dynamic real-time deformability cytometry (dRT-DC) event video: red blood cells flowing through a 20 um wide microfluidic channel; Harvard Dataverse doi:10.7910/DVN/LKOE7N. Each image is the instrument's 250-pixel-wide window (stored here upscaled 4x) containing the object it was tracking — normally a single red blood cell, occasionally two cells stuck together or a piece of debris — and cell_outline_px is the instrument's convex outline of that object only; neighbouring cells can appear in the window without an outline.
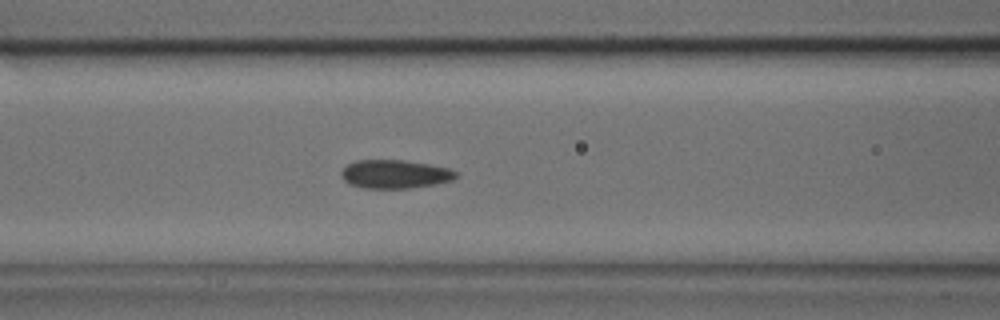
{"species": "common noctule bat (a hibernating species)", "species_latin": "Nyctalus noctula", "temperature_condition": "cold", "stored_images_in_passage": 34, "segment_of_instrument_passage": [1, 2], "camera_frame_rate_fps": 3000, "um_per_image_px": 0.085, "animal": {"sex": "male", "body_mass_g": 17.9, "forearm_length_mm": 54.2}, "frame": {"image": 1, "passage_image": 8, "time_ms": 2.333, "image_size_px": [1000, 320], "cell_outline_px": [[460, 172], [452, 180], [436, 184], [408, 188], [364, 188], [348, 184], [340, 176], [340, 172], [348, 164], [356, 160], [404, 160], [428, 164], [448, 168]], "centroid_in_image_um": [33.55, 14.8], "position_along_channel_um": 133.0, "area_um2": 19.13}}
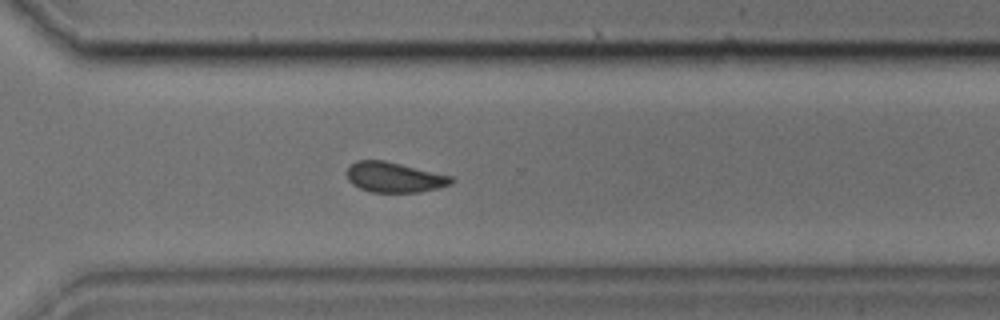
{"frame": {"image": 2, "passage_image": 21, "time_ms": 6.667, "image_size_px": [1000, 320], "cell_outline_px": [[452, 184], [440, 188], [420, 192], [372, 192], [360, 188], [352, 184], [348, 180], [348, 168], [356, 160], [384, 160], [452, 176]], "centroid_in_image_um": [33.53, 15.07], "position_along_channel_um": 337.1, "area_um2": 18.26}}
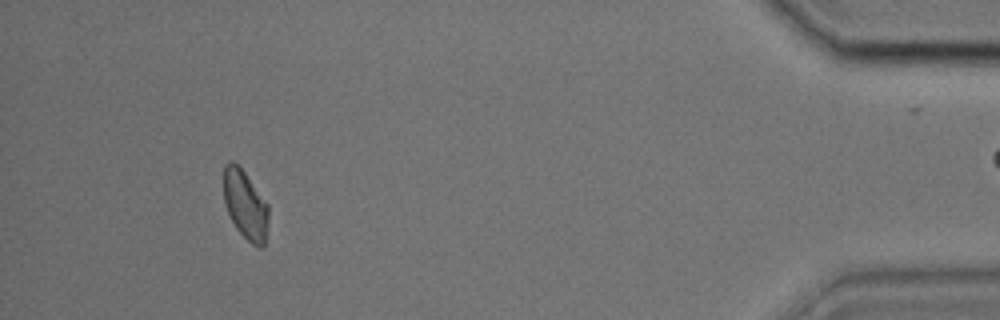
{"frame": {"image": 3, "passage_image": 30, "time_ms": 9.667, "image_size_px": [1000, 320], "cell_outline_px": [[268, 220], [264, 244], [260, 248], [252, 244], [236, 228], [228, 212], [224, 200], [224, 164], [232, 160], [244, 172], [268, 204]], "centroid_in_image_um": [20.85, 17.41], "position_along_channel_um": 414.4, "area_um2": 17.63}}